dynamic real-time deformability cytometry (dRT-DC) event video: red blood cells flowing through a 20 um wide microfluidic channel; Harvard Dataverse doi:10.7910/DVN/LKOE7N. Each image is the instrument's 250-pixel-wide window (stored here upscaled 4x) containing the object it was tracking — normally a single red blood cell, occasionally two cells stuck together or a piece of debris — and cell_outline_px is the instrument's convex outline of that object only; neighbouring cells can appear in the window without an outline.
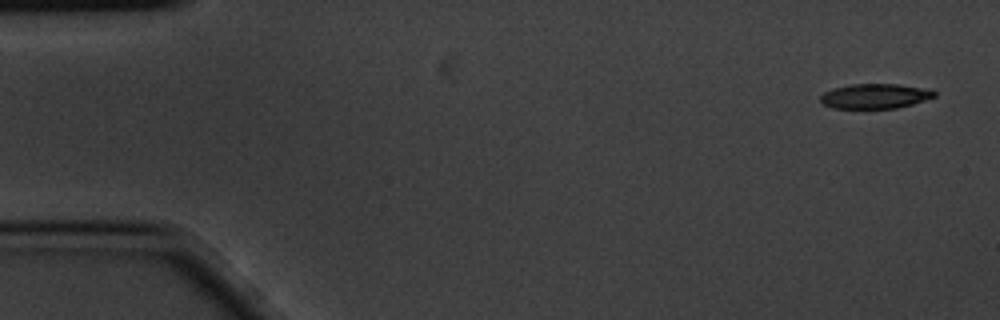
{"species": "common noctule bat (a hibernating species)", "species_latin": "Nyctalus noctula", "temperature_condition": "cold", "stored_images_in_passage": 5, "camera_frame_rate_fps": 3000, "um_per_image_px": 0.085, "animal": {"sex": "male", "body_mass_g": 20.1, "forearm_length_mm": 53.5}, "frame": {"image": 1, "passage_image": 1, "time_ms": 0.0, "image_size_px": [1000, 320], "cell_outline_px": [[936, 96], [912, 104], [896, 108], [832, 108], [824, 104], [820, 100], [820, 96], [824, 92], [832, 88], [852, 84], [896, 84], [932, 88], [936, 92]], "centroid_in_image_um": [74.4, 8.16], "position_along_channel_um": 10.6, "area_um2": 16.59}}
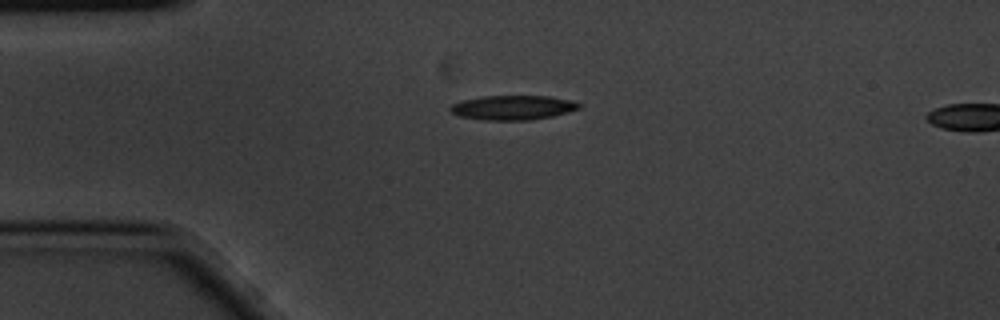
{"frame": {"image": 2, "passage_image": 4, "time_ms": 1.0, "image_size_px": [1000, 320], "cell_outline_px": [[584, 104], [580, 108], [568, 112], [552, 116], [528, 120], [484, 120], [460, 116], [452, 112], [448, 108], [452, 104], [460, 100], [484, 96], [548, 96], [572, 100]], "centroid_in_image_um": [43.61, 9.14], "position_along_channel_um": 41.4, "area_um2": 18.44}}